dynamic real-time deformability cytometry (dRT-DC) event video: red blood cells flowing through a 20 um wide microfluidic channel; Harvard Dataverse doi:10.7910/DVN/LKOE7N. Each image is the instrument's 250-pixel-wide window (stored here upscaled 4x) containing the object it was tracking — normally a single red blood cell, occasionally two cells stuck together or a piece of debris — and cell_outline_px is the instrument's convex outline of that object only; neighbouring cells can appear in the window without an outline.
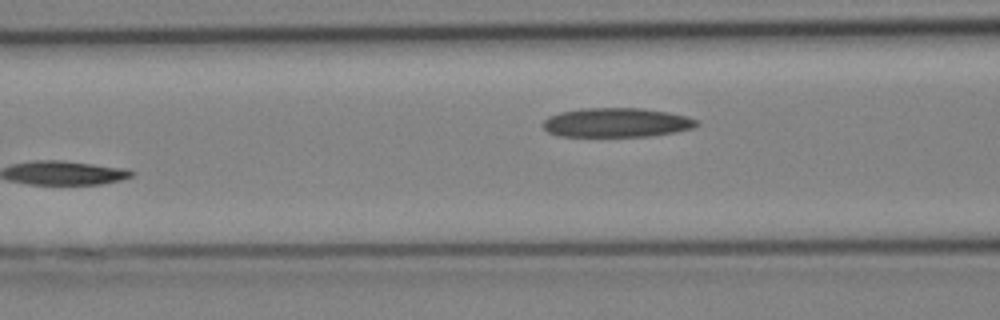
{"species": "Egyptian fruit bat (a non-hibernating species)", "species_latin": "Rousettus aegyptiacus", "temperature_condition": "cold", "stored_images_in_passage": 5, "camera_frame_rate_fps": 3000, "um_per_image_px": 0.085, "animal": {"sex": "female"}, "frame": {"image": 1, "passage_image": 5, "time_ms": 1.333, "image_size_px": [1000, 320], "cell_outline_px": [[700, 124], [692, 128], [676, 132], [652, 136], [560, 136], [548, 132], [544, 128], [544, 120], [548, 116], [560, 112], [584, 108], [640, 108], [668, 112], [688, 116], [696, 120]], "centroid_in_image_um": [52.43, 10.42], "position_along_channel_um": 114.2, "area_um2": 26.18}}